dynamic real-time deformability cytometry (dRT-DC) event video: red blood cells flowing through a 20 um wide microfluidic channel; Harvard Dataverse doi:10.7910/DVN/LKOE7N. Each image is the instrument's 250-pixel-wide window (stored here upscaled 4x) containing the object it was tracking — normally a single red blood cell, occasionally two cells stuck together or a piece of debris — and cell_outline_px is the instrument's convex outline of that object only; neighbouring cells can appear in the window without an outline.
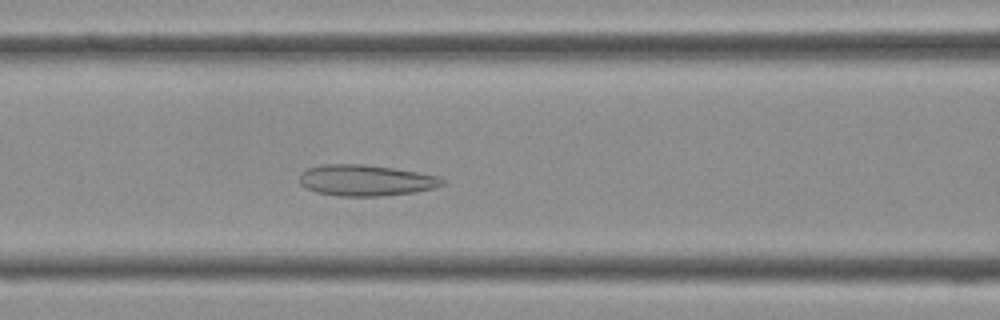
{"species": "Egyptian fruit bat (a non-hibernating species)", "species_latin": "Rousettus aegyptiacus", "temperature_condition": "cold", "stored_images_in_passage": 33, "camera_frame_rate_fps": 3000, "um_per_image_px": 0.085, "frame": {"image": 1, "passage_image": 9, "time_ms": 2.667, "image_size_px": [1000, 320], "cell_outline_px": [[444, 184], [432, 188], [416, 192], [380, 196], [336, 196], [316, 192], [300, 184], [300, 172], [308, 168], [324, 164], [364, 164], [392, 168], [440, 176], [444, 180]], "centroid_in_image_um": [31.08, 15.33], "position_along_channel_um": 135.5, "area_um2": 25.84}}
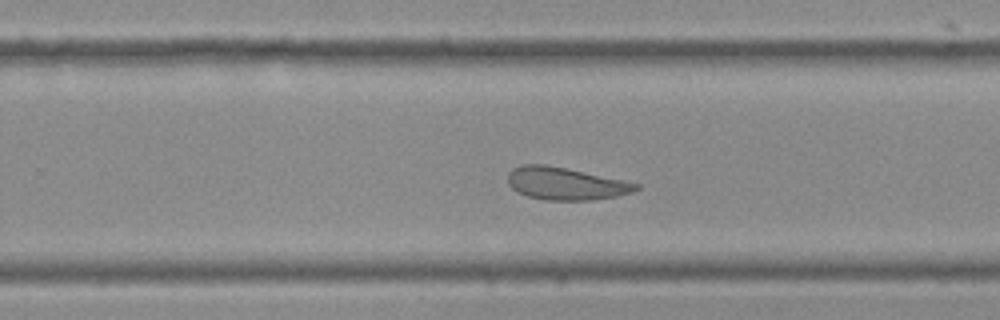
{"frame": {"image": 2, "passage_image": 18, "time_ms": 5.667, "image_size_px": [1000, 320], "cell_outline_px": [[640, 188], [632, 192], [616, 196], [592, 200], [544, 200], [528, 196], [512, 188], [508, 184], [508, 172], [512, 168], [524, 164], [544, 164], [624, 180], [640, 184]], "centroid_in_image_um": [48.07, 15.6], "position_along_channel_um": 281.7, "area_um2": 24.1}}
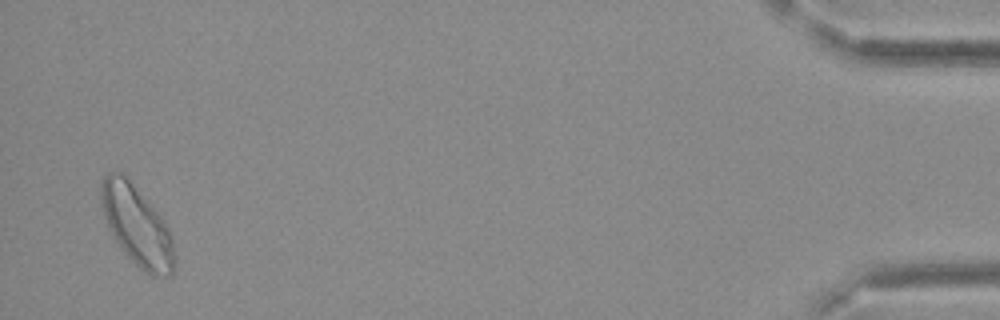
{"frame": {"image": 3, "passage_image": 32, "time_ms": 10.333, "image_size_px": [1000, 320], "cell_outline_px": [[176, 264], [172, 276], [152, 276], [140, 268], [120, 248], [112, 236], [108, 228], [100, 204], [100, 184], [104, 176], [108, 172], [120, 172], [132, 184], [160, 216], [168, 228], [172, 240]], "centroid_in_image_um": [11.61, 19.22], "position_along_channel_um": 423.6, "area_um2": 33.81}}